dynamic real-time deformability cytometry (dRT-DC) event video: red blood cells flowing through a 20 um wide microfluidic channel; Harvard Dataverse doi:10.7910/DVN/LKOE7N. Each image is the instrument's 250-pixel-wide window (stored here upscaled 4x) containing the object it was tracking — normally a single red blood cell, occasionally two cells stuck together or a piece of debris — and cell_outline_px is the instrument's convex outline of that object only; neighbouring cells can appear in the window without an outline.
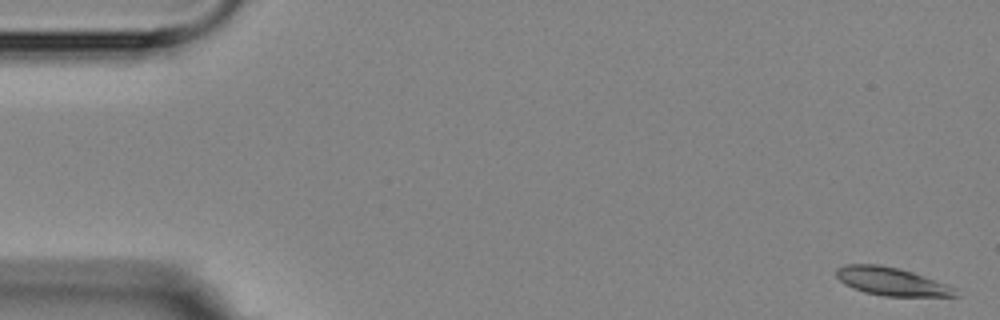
{"species": "Egyptian fruit bat (a non-hibernating species)", "species_latin": "Rousettus aegyptiacus", "temperature_condition": "room temperature", "stored_images_in_passage": 5, "camera_frame_rate_fps": 3000, "um_per_image_px": 0.085, "animal": {"sex": "female"}, "frame": {"image": 1, "passage_image": 1, "time_ms": 0.0, "image_size_px": [1000, 320], "cell_outline_px": [[960, 296], [884, 296], [864, 292], [852, 288], [844, 284], [836, 276], [836, 268], [844, 264], [876, 264], [896, 268], [912, 272], [956, 288]], "centroid_in_image_um": [75.74, 23.93], "position_along_channel_um": 9.3, "area_um2": 19.36}}
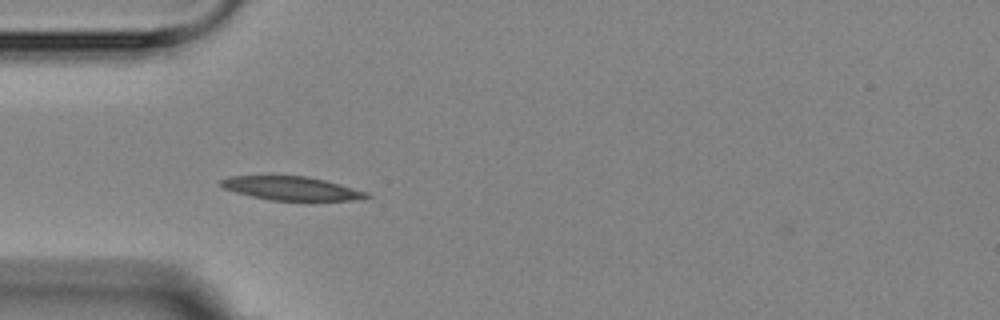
{"frame": {"image": 2, "passage_image": 4, "time_ms": 5.0, "image_size_px": [1000, 320], "cell_outline_px": [[372, 196], [364, 200], [272, 200], [252, 196], [236, 192], [224, 188], [220, 184], [220, 180], [228, 176], [308, 176], [340, 184], [368, 192]], "centroid_in_image_um": [24.82, 16.01], "position_along_channel_um": 60.2, "area_um2": 20.0}}
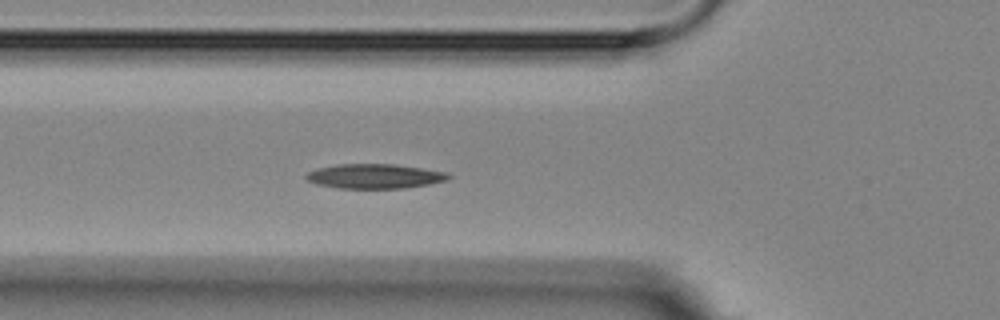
{"frame": {"image": 3, "passage_image": 5, "time_ms": 6.0, "image_size_px": [1000, 320], "cell_outline_px": [[452, 176], [448, 180], [428, 184], [404, 188], [336, 188], [316, 184], [308, 180], [304, 176], [308, 172], [320, 168], [336, 164], [396, 164], [448, 172]], "centroid_in_image_um": [31.87, 14.97], "position_along_channel_um": 93.9, "area_um2": 20.4}}